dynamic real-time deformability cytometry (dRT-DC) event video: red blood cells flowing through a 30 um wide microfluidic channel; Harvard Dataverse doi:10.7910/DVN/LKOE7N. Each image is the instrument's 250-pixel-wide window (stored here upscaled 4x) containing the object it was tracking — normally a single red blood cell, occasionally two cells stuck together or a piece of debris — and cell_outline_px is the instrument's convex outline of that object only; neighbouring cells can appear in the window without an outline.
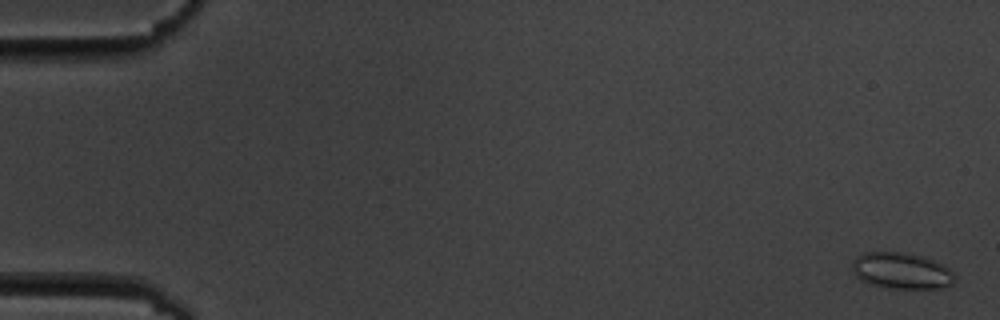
{"species": "common noctule bat (a hibernating species)", "species_latin": "Nyctalus noctula", "temperature_condition": "cold", "stored_images_in_passage": 6, "camera_frame_rate_fps": 3000, "um_per_image_px": 0.085, "animal": {"sex": "male", "body_mass_g": 19.5, "forearm_length_mm": 54.6}, "frame": {"image": 1, "passage_image": 1, "time_ms": 0.0, "image_size_px": [1000, 320], "cell_outline_px": [[952, 284], [948, 288], [896, 288], [872, 284], [860, 280], [852, 272], [852, 260], [860, 252], [904, 252], [924, 256], [944, 264], [952, 272]], "centroid_in_image_um": [76.6, 22.99], "position_along_channel_um": 8.4, "area_um2": 21.79}}
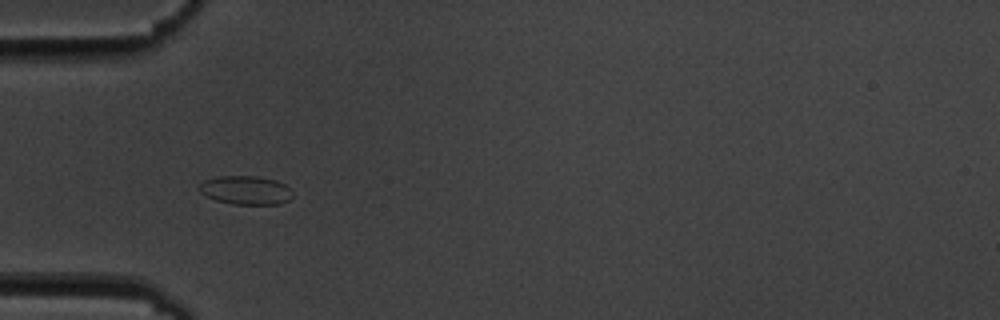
{"frame": {"image": 2, "passage_image": 5, "time_ms": 5.667, "image_size_px": [1000, 320], "cell_outline_px": [[292, 196], [288, 200], [280, 204], [232, 204], [216, 200], [200, 192], [200, 184], [204, 180], [216, 176], [256, 176], [276, 180], [284, 184], [292, 192]], "centroid_in_image_um": [20.89, 16.16], "position_along_channel_um": 64.1, "area_um2": 15.49}}
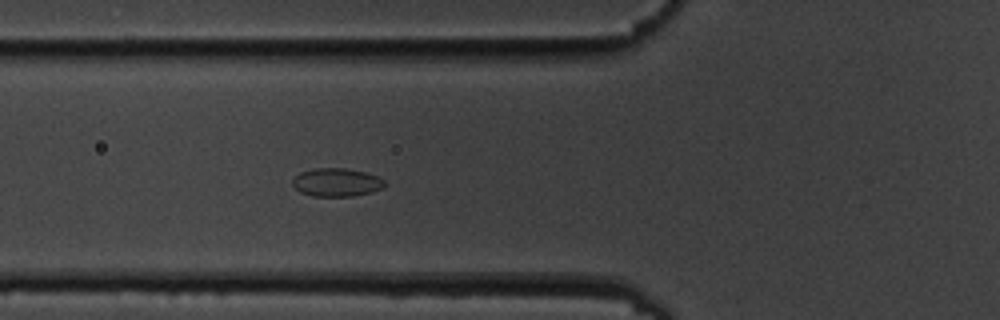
{"frame": {"image": 3, "passage_image": 6, "time_ms": 6.667, "image_size_px": [1000, 320], "cell_outline_px": [[384, 188], [372, 192], [352, 196], [312, 196], [300, 192], [292, 184], [292, 180], [300, 172], [316, 168], [344, 168], [364, 172], [376, 176], [384, 180]], "centroid_in_image_um": [28.6, 15.5], "position_along_channel_um": 97.2, "area_um2": 15.09}}